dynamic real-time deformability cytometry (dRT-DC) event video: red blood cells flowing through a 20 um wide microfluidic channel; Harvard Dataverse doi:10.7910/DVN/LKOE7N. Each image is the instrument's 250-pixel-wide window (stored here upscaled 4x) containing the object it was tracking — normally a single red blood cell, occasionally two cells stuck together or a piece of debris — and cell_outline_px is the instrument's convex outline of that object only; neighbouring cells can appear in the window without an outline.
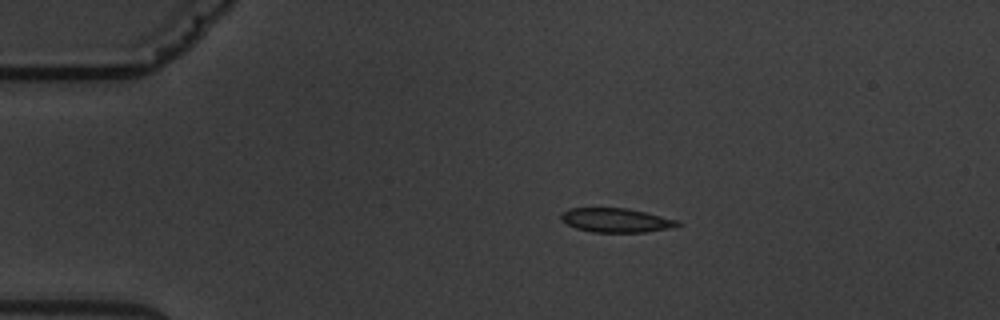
{"species": "common noctule bat (a hibernating species)", "species_latin": "Nyctalus noctula", "temperature_condition": "warm", "stored_images_in_passage": 3, "camera_frame_rate_fps": 3000, "um_per_image_px": 0.085, "animal": {"sex": "male", "body_mass_g": 19.5, "forearm_length_mm": 54.6}, "frame": {"image": 1, "passage_image": 1, "time_ms": 0.0, "image_size_px": [1000, 320], "cell_outline_px": [[680, 224], [672, 228], [644, 232], [592, 232], [576, 228], [560, 220], [560, 212], [568, 208], [628, 208], [676, 220]], "centroid_in_image_um": [52.29, 18.72], "position_along_channel_um": 32.7, "area_um2": 16.3}}